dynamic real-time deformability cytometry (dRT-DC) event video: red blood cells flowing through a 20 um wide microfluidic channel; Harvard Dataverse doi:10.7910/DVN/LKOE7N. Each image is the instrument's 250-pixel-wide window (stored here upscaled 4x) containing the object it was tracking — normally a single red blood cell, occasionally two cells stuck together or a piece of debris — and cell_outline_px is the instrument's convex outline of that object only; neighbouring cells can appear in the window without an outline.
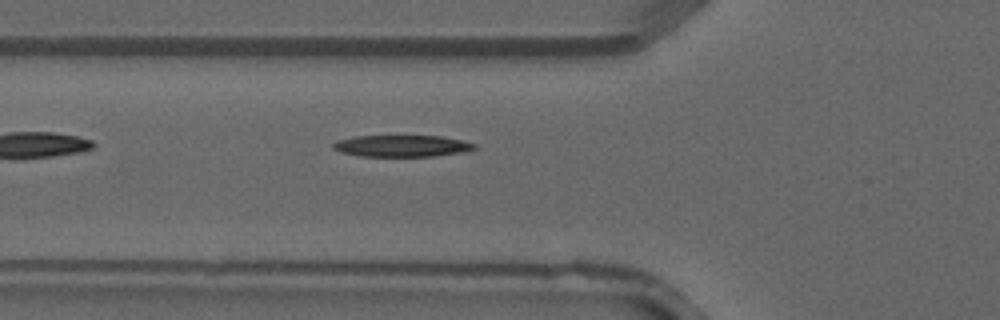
{"species": "common noctule bat (a hibernating species)", "species_latin": "Nyctalus noctula", "temperature_condition": "warm", "stored_images_in_passage": 5, "camera_frame_rate_fps": 3000, "um_per_image_px": 0.085, "animal": {"sex": "male", "forearm_length_mm": 52.5}, "frame": {"image": 1, "passage_image": 4, "time_ms": 1.0, "image_size_px": [1000, 320], "cell_outline_px": [[476, 148], [464, 152], [432, 156], [360, 156], [340, 152], [332, 148], [332, 144], [336, 140], [356, 136], [444, 136], [476, 144]], "centroid_in_image_um": [34.13, 12.4], "position_along_channel_um": 91.7, "area_um2": 17.8}}